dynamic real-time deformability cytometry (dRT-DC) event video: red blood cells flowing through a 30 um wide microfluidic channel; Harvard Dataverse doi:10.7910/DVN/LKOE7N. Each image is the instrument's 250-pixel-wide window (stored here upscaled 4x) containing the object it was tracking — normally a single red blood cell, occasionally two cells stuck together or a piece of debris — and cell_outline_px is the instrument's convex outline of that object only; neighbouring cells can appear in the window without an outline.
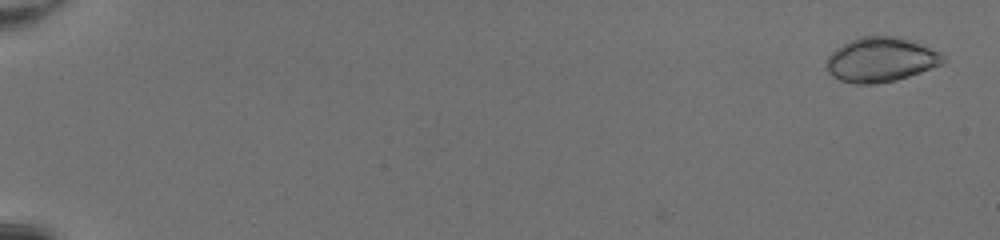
{"species": "common noctule bat (a hibernating species)", "species_latin": "Nyctalus noctula", "temperature_condition": "room temperature", "stored_images_in_passage": 42, "camera_frame_rate_fps": 3000, "um_per_image_px": 0.085, "animal": {"sex": "female", "body_mass_g": 20.0, "forearm_length_mm": 54.0}, "frame": {"image": 1, "passage_image": 1, "time_ms": 0.0, "image_size_px": [1000, 240], "cell_outline_px": [[948, 60], [940, 64], [920, 72], [896, 80], [872, 84], [852, 84], [840, 80], [832, 76], [828, 72], [824, 64], [824, 60], [836, 48], [848, 40], [864, 36], [900, 36], [940, 52]], "centroid_in_image_um": [74.82, 5.07], "position_along_channel_um": 10.2, "area_um2": 30.46}}
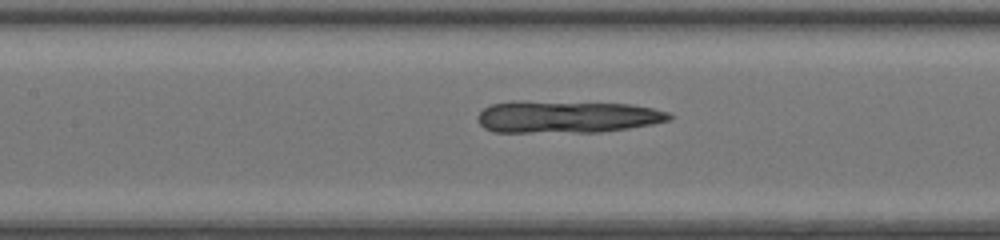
{"frame": {"image": 2, "passage_image": 26, "time_ms": 8.333, "image_size_px": [1000, 240], "cell_outline_px": [[672, 120], [652, 124], [628, 128], [600, 132], [492, 132], [484, 128], [476, 120], [476, 116], [484, 108], [492, 104], [512, 100], [524, 100], [632, 104], [652, 108], [668, 112], [672, 116]], "centroid_in_image_um": [48.14, 9.91], "position_along_channel_um": 159.3, "area_um2": 36.53}}
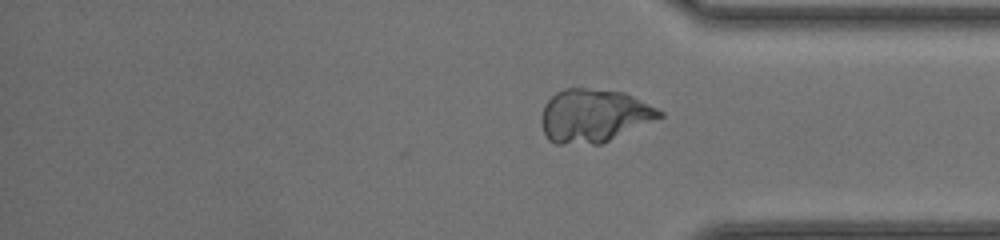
{"frame": {"image": 3, "passage_image": 42, "time_ms": 13.667, "image_size_px": [1000, 240], "cell_outline_px": [[664, 116], [600, 144], [556, 144], [548, 140], [540, 124], [540, 116], [544, 104], [556, 92], [564, 88], [584, 88], [624, 92], [664, 112]], "centroid_in_image_um": [50.42, 9.84], "position_along_channel_um": 384.8, "area_um2": 36.65}}